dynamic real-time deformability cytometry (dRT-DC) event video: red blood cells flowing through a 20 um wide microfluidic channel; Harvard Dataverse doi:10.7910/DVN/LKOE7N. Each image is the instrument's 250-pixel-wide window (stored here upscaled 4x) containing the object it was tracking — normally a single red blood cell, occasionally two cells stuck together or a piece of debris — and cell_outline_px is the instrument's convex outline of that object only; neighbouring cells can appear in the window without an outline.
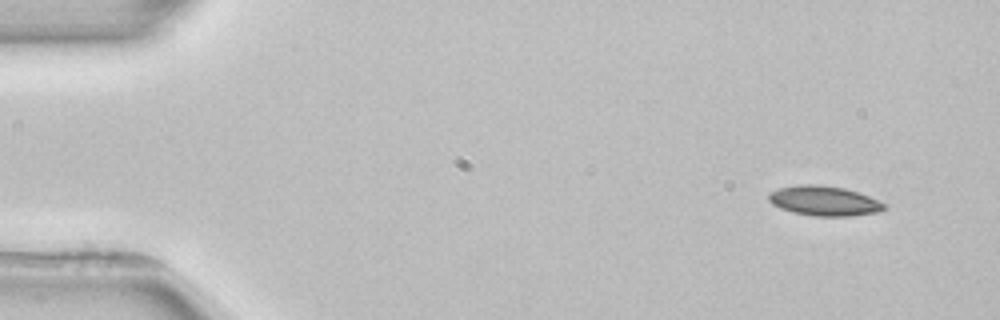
{"species": "common noctule bat (a hibernating species)", "species_latin": "Nyctalus noctula", "temperature_condition": "room temperature", "stored_images_in_passage": 4, "camera_frame_rate_fps": 3000, "um_per_image_px": 0.085, "animal": {"sex": "female", "body_mass_g": 22.7, "forearm_length_mm": 54.2}, "frame": {"image": 1, "passage_image": 1, "time_ms": 0.0, "image_size_px": [1000, 320], "cell_outline_px": [[888, 204], [880, 212], [848, 216], [816, 216], [792, 212], [780, 208], [772, 204], [768, 200], [768, 192], [780, 188], [800, 184], [816, 184], [844, 188], [868, 196]], "centroid_in_image_um": [70.04, 17.07], "position_along_channel_um": 15.0, "area_um2": 20.06}}
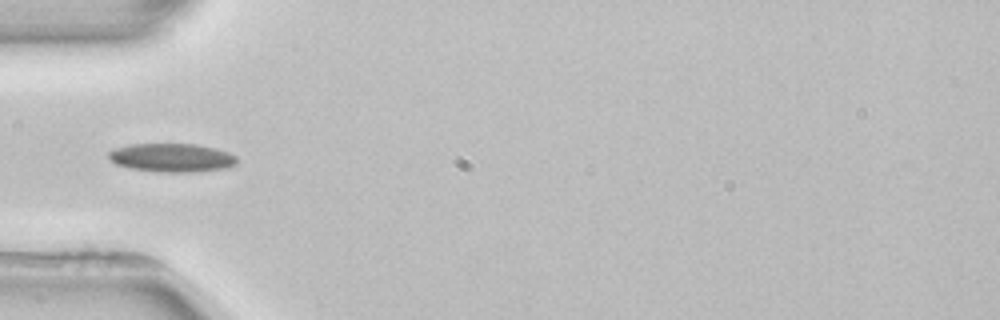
{"frame": {"image": 2, "passage_image": 4, "time_ms": 4.333, "image_size_px": [1000, 320], "cell_outline_px": [[236, 164], [224, 168], [192, 172], [164, 172], [128, 168], [116, 164], [108, 156], [108, 152], [116, 148], [132, 144], [196, 144], [216, 148], [228, 152], [236, 156]], "centroid_in_image_um": [14.6, 13.4], "position_along_channel_um": 70.4, "area_um2": 21.21}}